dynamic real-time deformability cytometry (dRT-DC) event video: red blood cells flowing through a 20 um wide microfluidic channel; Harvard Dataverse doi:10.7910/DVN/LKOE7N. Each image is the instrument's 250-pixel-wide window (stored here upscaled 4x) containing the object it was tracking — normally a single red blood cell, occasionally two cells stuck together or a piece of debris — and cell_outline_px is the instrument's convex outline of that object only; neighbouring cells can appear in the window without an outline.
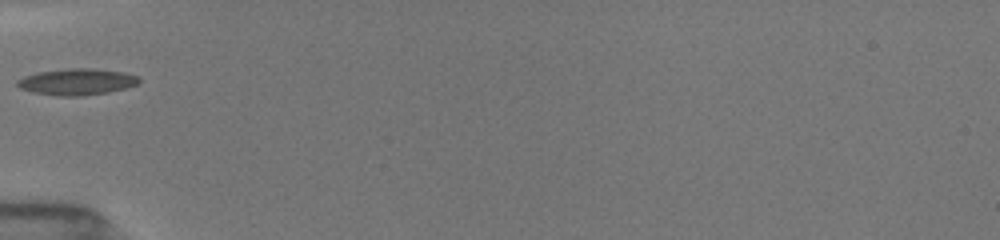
{"species": "common noctule bat (a hibernating species)", "species_latin": "Nyctalus noctula", "temperature_condition": "room temperature", "stored_images_in_passage": 5, "camera_frame_rate_fps": 3000, "um_per_image_px": 0.085, "animal": {"sex": "female", "body_mass_g": 19.5, "forearm_length_mm": 54.1}, "frame": {"image": 1, "passage_image": 1, "time_ms": 0.0, "image_size_px": [1000, 240], "cell_outline_px": [[140, 80], [136, 84], [124, 88], [108, 92], [80, 96], [60, 96], [32, 92], [20, 88], [16, 84], [16, 80], [24, 76], [40, 72], [68, 68], [92, 68], [124, 72], [140, 76]], "centroid_in_image_um": [6.53, 6.95], "position_along_channel_um": 78.5, "area_um2": 18.67}}